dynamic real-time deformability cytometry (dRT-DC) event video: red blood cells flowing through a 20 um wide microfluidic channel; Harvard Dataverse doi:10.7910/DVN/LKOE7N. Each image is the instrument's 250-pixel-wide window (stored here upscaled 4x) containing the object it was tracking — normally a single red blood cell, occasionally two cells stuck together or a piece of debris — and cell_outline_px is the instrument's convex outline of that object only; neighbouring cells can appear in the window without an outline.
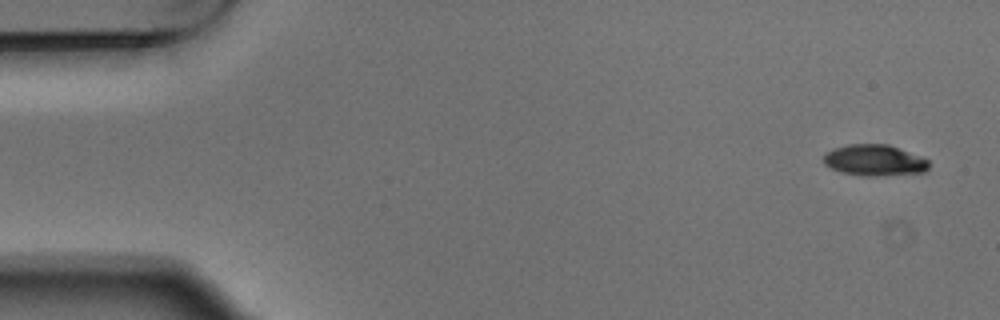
{"species": "Egyptian fruit bat (a non-hibernating species)", "species_latin": "Rousettus aegyptiacus", "temperature_condition": "warm", "stored_images_in_passage": 4, "camera_frame_rate_fps": 3000, "um_per_image_px": 0.085, "animal": {"sex": "male"}, "frame": {"image": 1, "passage_image": 1, "time_ms": 0.0, "image_size_px": [1000, 320], "cell_outline_px": [[928, 168], [924, 172], [876, 176], [864, 176], [840, 172], [824, 164], [824, 152], [832, 148], [848, 144], [888, 144], [920, 156], [928, 160]], "centroid_in_image_um": [74.29, 13.62], "position_along_channel_um": 10.7, "area_um2": 19.13}}
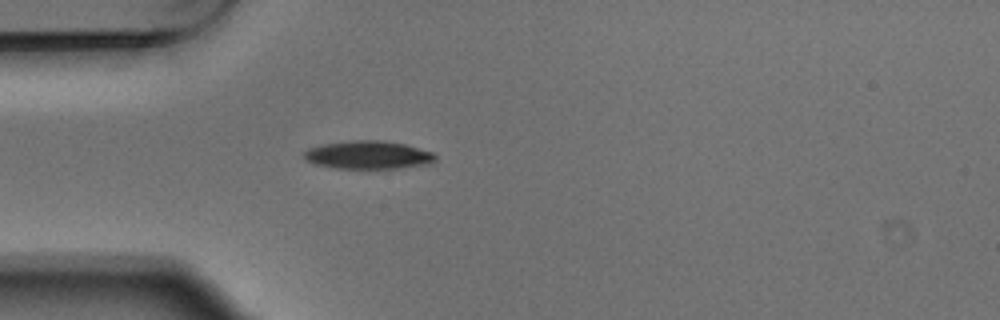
{"frame": {"image": 2, "passage_image": 4, "time_ms": 1.0, "image_size_px": [1000, 320], "cell_outline_px": [[436, 160], [432, 164], [396, 168], [336, 168], [316, 164], [304, 160], [304, 152], [308, 148], [324, 144], [352, 140], [384, 140], [404, 144], [432, 152], [436, 156]], "centroid_in_image_um": [31.31, 13.17], "position_along_channel_um": 53.7, "area_um2": 21.5}}